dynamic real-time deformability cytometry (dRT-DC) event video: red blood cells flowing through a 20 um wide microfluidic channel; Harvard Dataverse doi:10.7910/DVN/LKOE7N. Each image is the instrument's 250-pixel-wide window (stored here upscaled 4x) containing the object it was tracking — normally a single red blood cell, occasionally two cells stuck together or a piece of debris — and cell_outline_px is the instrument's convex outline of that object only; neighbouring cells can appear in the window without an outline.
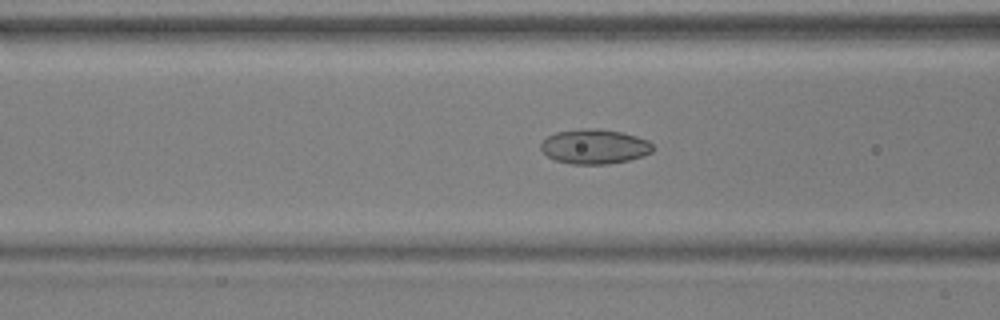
{"species": "common noctule bat (a hibernating species)", "species_latin": "Nyctalus noctula", "temperature_condition": "warm", "stored_images_in_passage": 43, "camera_frame_rate_fps": 3000, "um_per_image_px": 0.085, "animal": {"sex": "male", "body_mass_g": 17.9, "forearm_length_mm": 54.2}, "frame": {"image": 1, "passage_image": 10, "time_ms": 3.0, "image_size_px": [1000, 320], "cell_outline_px": [[652, 152], [644, 156], [628, 160], [608, 164], [572, 164], [556, 160], [548, 156], [540, 148], [540, 144], [548, 136], [556, 132], [584, 128], [596, 128], [620, 132], [636, 136], [648, 140], [652, 144]], "centroid_in_image_um": [50.54, 12.46], "position_along_channel_um": 116.1, "area_um2": 22.54}}
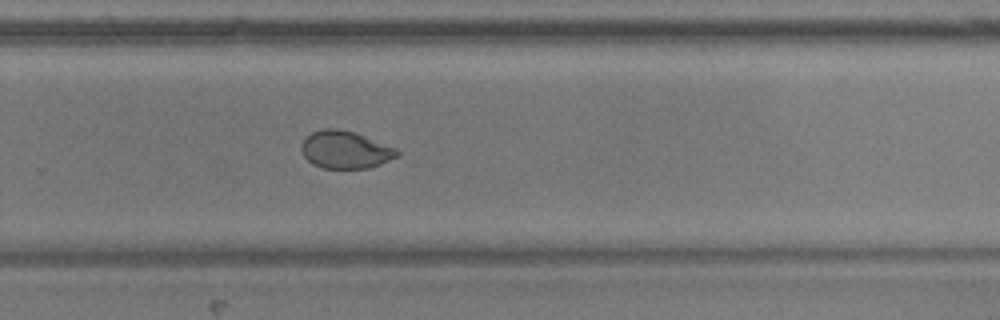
{"frame": {"image": 2, "passage_image": 25, "time_ms": 8.0, "image_size_px": [1000, 320], "cell_outline_px": [[400, 152], [396, 156], [380, 164], [368, 168], [324, 168], [312, 164], [304, 156], [300, 148], [300, 144], [312, 132], [324, 128], [336, 128], [352, 132], [364, 136], [396, 148]], "centroid_in_image_um": [29.31, 12.73], "position_along_channel_um": 300.5, "area_um2": 20.63}}
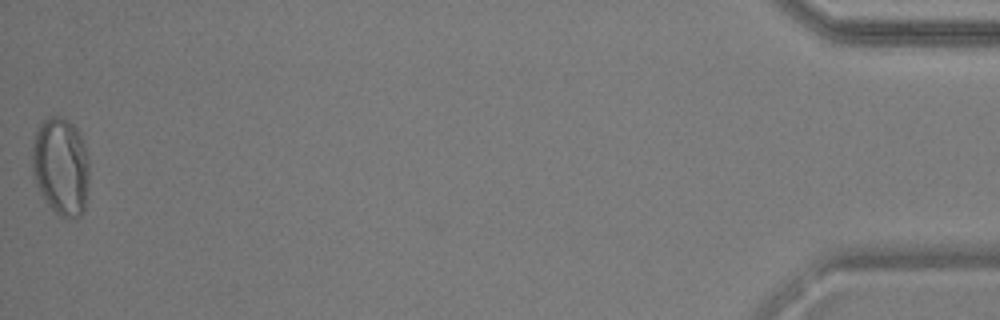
{"frame": {"image": 3, "passage_image": 43, "time_ms": 14.0, "image_size_px": [1000, 320], "cell_outline_px": [[88, 180], [84, 208], [80, 216], [76, 220], [64, 216], [56, 212], [48, 204], [40, 192], [36, 184], [32, 168], [32, 148], [36, 132], [40, 124], [48, 116], [60, 116], [68, 120], [80, 132], [84, 144], [88, 160]], "centroid_in_image_um": [5.17, 14.12], "position_along_channel_um": 430.0, "area_um2": 32.43}, "authors_computed_cell_mechanics": {"area_um2": 22.5998, "velocity_mm_per_s": 3.6929, "shape_relaxation_time_tau1_ms": null, "shape_relaxation_time_tau2_ms": 1.0201, "deformation_change_tau1": null, "deformation_change_tau2": 0.0376}}